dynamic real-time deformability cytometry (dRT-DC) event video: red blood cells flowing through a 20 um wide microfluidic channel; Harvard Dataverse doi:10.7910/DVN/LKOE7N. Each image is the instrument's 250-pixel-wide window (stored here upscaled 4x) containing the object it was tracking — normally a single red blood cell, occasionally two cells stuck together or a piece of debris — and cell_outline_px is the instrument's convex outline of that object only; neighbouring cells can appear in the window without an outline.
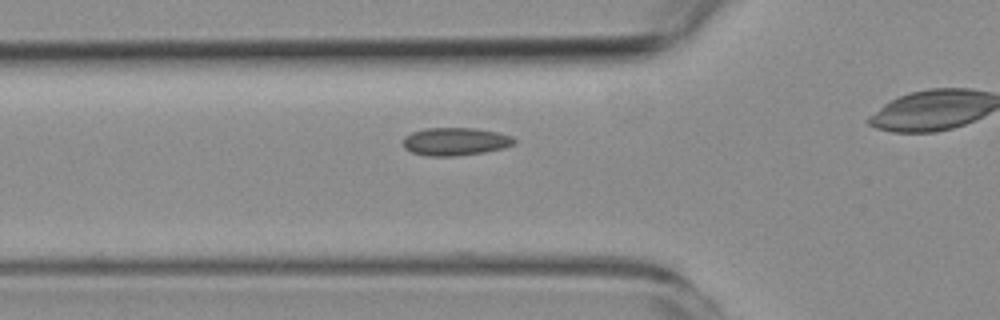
{"species": "common noctule bat (a hibernating species)", "species_latin": "Nyctalus noctula", "temperature_condition": "room temperature", "stored_images_in_passage": 3, "camera_frame_rate_fps": 3000, "um_per_image_px": 0.085, "animal": {"sex": "female", "body_mass_g": 19.3, "forearm_length_mm": 54.1}, "frame": {"image": 1, "passage_image": 2, "time_ms": 2.0, "image_size_px": [1000, 320], "cell_outline_px": [[516, 144], [504, 148], [484, 152], [456, 156], [424, 156], [412, 152], [404, 148], [404, 136], [412, 132], [424, 128], [476, 128], [496, 132], [512, 136], [516, 140]], "centroid_in_image_um": [38.71, 12.03], "position_along_channel_um": 87.1, "area_um2": 18.21}}